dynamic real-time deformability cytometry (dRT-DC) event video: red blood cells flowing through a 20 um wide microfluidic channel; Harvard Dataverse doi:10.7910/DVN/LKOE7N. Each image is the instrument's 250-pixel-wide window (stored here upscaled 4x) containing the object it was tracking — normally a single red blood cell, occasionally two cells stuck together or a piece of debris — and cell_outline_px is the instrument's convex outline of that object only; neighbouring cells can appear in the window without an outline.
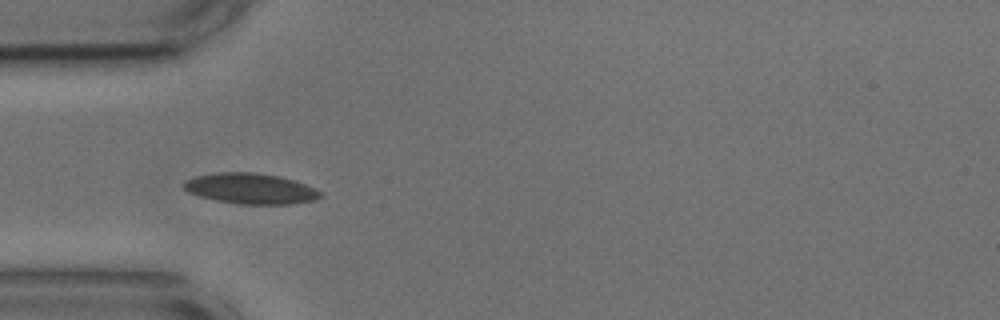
{"species": "common noctule bat (a hibernating species)", "species_latin": "Nyctalus noctula", "temperature_condition": "cold", "stored_images_in_passage": 2, "camera_frame_rate_fps": 3000, "um_per_image_px": 0.085, "animal": {"sex": "male", "body_mass_g": 17.9, "forearm_length_mm": 54.2}, "frame": {"image": 1, "passage_image": 1, "time_ms": 0.0, "image_size_px": [1000, 320], "cell_outline_px": [[324, 196], [316, 200], [296, 204], [240, 204], [216, 200], [200, 196], [188, 192], [184, 188], [184, 180], [196, 176], [220, 172], [256, 172], [280, 176], [304, 184], [320, 192]], "centroid_in_image_um": [21.32, 16.03], "position_along_channel_um": 63.7, "area_um2": 24.33}}